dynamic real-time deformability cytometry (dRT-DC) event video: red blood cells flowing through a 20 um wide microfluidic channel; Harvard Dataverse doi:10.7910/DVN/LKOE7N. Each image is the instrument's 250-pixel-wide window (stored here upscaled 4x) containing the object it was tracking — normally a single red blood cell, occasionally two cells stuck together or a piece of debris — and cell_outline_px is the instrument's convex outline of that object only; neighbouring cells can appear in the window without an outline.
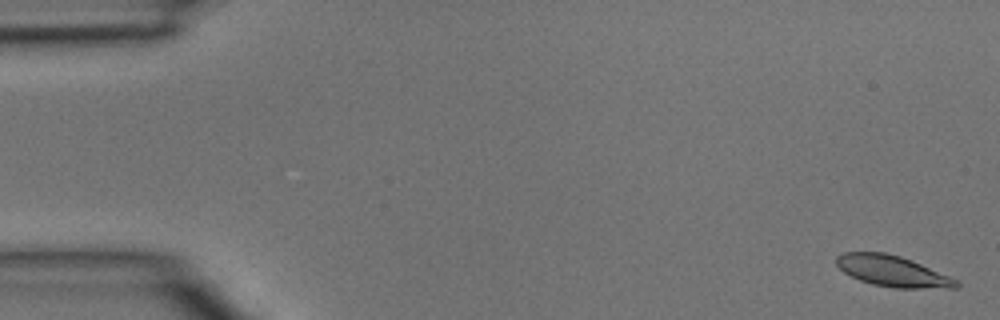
{"species": "common noctule bat (a hibernating species)", "species_latin": "Nyctalus noctula", "temperature_condition": "room temperature", "stored_images_in_passage": 4, "camera_frame_rate_fps": 3000, "um_per_image_px": 0.085, "animal": {"sex": "male", "body_mass_g": 15.6}, "frame": {"image": 1, "passage_image": 1, "time_ms": 0.0, "image_size_px": [1000, 320], "cell_outline_px": [[960, 288], [896, 288], [872, 284], [860, 280], [844, 272], [836, 264], [836, 256], [844, 252], [884, 252], [900, 256], [912, 260], [948, 276], [956, 280], [960, 284]], "centroid_in_image_um": [75.85, 23.04], "position_along_channel_um": 9.1, "area_um2": 21.44}}